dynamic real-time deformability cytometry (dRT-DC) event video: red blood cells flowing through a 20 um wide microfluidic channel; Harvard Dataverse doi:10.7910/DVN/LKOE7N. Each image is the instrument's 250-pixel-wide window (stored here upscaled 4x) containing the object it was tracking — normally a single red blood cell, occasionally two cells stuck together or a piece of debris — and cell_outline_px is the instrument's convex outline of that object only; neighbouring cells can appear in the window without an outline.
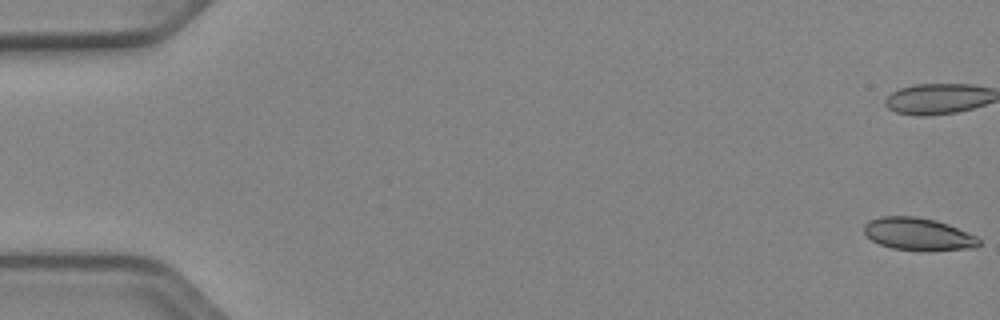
{"species": "Egyptian fruit bat (a non-hibernating species)", "species_latin": "Rousettus aegyptiacus", "temperature_condition": "cold", "stored_images_in_passage": 53, "camera_frame_rate_fps": 3000, "um_per_image_px": 0.085, "animal": {"sex": "female"}, "frame": {"image": 1, "passage_image": 1, "time_ms": 0.0, "image_size_px": [1000, 320], "cell_outline_px": [[980, 244], [976, 248], [892, 248], [880, 244], [872, 240], [864, 232], [864, 224], [868, 220], [880, 216], [916, 216], [936, 220], [948, 224], [976, 236], [980, 240]], "centroid_in_image_um": [78.0, 19.84], "position_along_channel_um": 7.0, "area_um2": 20.92}}